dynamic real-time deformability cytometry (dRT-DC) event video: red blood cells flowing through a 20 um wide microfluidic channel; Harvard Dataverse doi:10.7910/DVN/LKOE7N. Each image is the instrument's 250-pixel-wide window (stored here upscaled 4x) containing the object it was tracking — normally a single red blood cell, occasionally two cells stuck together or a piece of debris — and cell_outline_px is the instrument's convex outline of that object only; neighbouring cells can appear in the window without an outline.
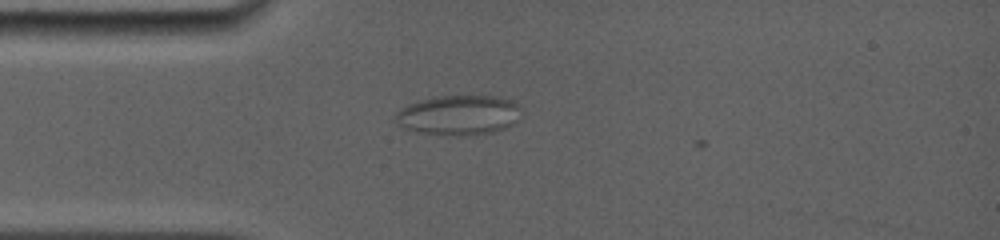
{"species": "common noctule bat (a hibernating species)", "species_latin": "Nyctalus noctula", "temperature_condition": "room temperature", "stored_images_in_passage": 4, "camera_frame_rate_fps": 5000, "um_per_image_px": 0.085, "animal": {"sex": "female", "body_mass_g": 19.0, "forearm_length_mm": 56.7}, "frame": {"image": 1, "passage_image": 2, "time_ms": 0.4, "image_size_px": [1000, 240], "cell_outline_px": [[520, 108], [516, 120], [512, 124], [504, 128], [492, 132], [468, 136], [456, 136], [416, 132], [404, 128], [392, 120], [396, 112], [400, 108], [408, 104], [420, 100], [436, 96], [500, 96], [512, 100]], "centroid_in_image_um": [38.93, 9.79], "position_along_channel_um": 46.1, "area_um2": 29.42}}